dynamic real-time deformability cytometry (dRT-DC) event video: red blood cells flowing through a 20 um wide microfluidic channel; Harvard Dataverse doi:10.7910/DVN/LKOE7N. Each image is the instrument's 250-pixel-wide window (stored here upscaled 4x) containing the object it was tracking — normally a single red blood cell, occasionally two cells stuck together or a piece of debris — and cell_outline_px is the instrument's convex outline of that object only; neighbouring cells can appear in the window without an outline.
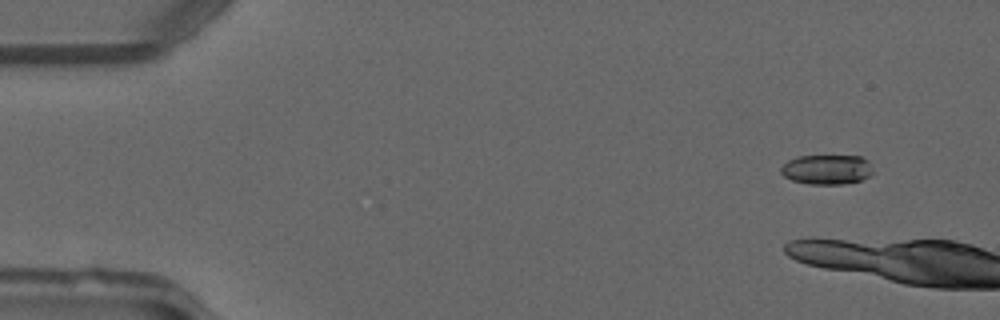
{"species": "common noctule bat (a hibernating species)", "species_latin": "Nyctalus noctula", "temperature_condition": "warm", "stored_images_in_passage": 8, "camera_frame_rate_fps": 3000, "um_per_image_px": 0.085, "animal": {"sex": "male", "forearm_length_mm": 52.5}, "frame": {"image": 1, "passage_image": 5, "time_ms": 1.333, "image_size_px": [1000, 320], "cell_outline_px": [[872, 172], [868, 176], [860, 180], [844, 184], [808, 184], [792, 180], [784, 176], [780, 172], [780, 168], [788, 160], [796, 156], [860, 156], [868, 160]], "centroid_in_image_um": [70.24, 14.4], "position_along_channel_um": 14.8, "area_um2": 15.9}}